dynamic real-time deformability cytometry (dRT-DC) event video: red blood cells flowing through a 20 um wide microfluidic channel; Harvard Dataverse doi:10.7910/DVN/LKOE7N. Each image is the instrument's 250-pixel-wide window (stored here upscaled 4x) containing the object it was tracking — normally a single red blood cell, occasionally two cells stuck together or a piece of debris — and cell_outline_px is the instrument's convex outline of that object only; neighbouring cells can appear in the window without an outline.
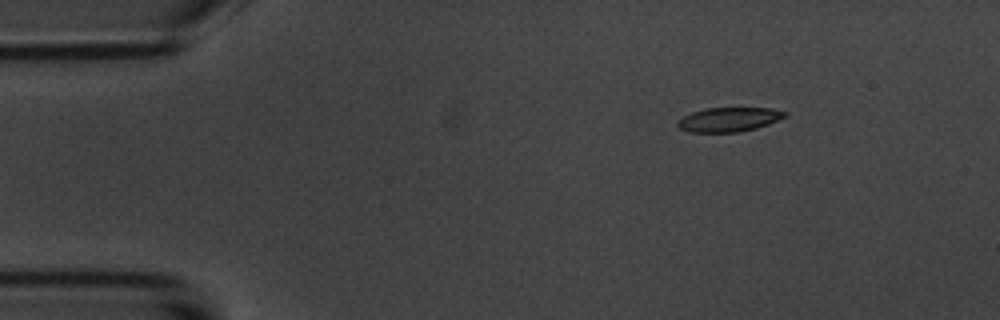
{"species": "common noctule bat (a hibernating species)", "species_latin": "Nyctalus noctula", "temperature_condition": "room temperature", "stored_images_in_passage": 9, "camera_frame_rate_fps": 3000, "um_per_image_px": 0.085, "animal": {"sex": "male", "body_mass_g": 20.1, "forearm_length_mm": 53.5}, "frame": {"image": 1, "passage_image": 2, "time_ms": 1.333, "image_size_px": [1000, 320], "cell_outline_px": [[788, 116], [768, 124], [756, 128], [736, 132], [688, 132], [680, 128], [676, 124], [676, 120], [692, 112], [708, 108], [772, 108], [788, 112]], "centroid_in_image_um": [61.96, 10.15], "position_along_channel_um": 23.0, "area_um2": 15.2}}
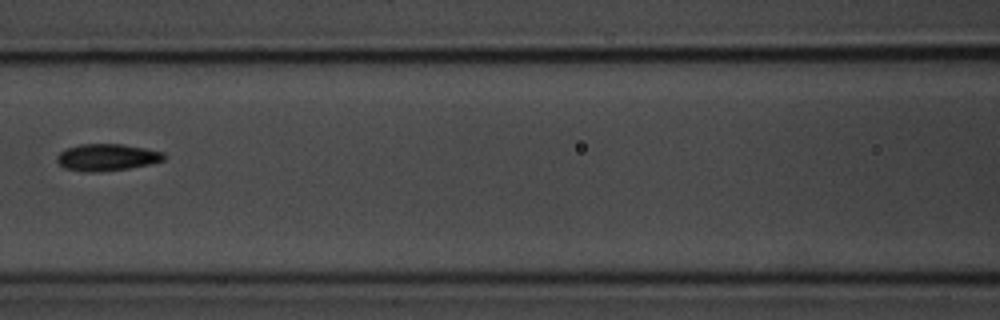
{"frame": {"image": 2, "passage_image": 7, "time_ms": 7.0, "image_size_px": [1000, 320], "cell_outline_px": [[164, 160], [148, 164], [128, 168], [96, 172], [80, 172], [64, 168], [56, 160], [56, 156], [60, 152], [68, 148], [80, 144], [124, 144], [164, 152]], "centroid_in_image_um": [9.05, 13.37], "position_along_channel_um": 157.5, "area_um2": 16.7}}
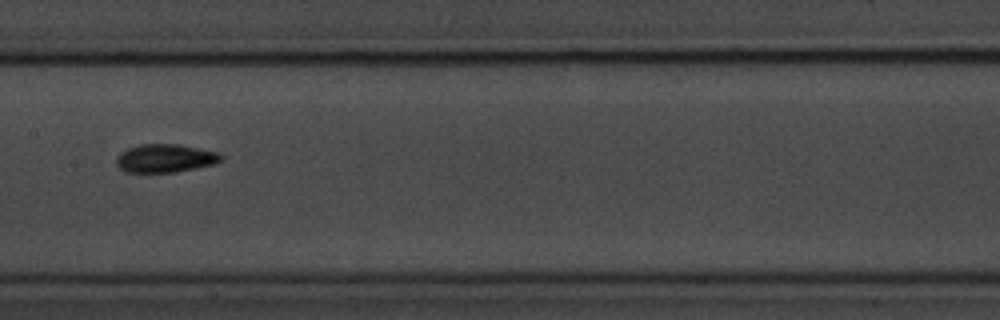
{"frame": {"image": 3, "passage_image": 8, "time_ms": 8.0, "image_size_px": [1000, 320], "cell_outline_px": [[224, 156], [216, 164], [176, 172], [124, 172], [116, 164], [116, 160], [120, 152], [128, 148], [140, 144], [180, 144], [220, 152]], "centroid_in_image_um": [14.07, 13.45], "position_along_channel_um": 193.3, "area_um2": 17.46}}